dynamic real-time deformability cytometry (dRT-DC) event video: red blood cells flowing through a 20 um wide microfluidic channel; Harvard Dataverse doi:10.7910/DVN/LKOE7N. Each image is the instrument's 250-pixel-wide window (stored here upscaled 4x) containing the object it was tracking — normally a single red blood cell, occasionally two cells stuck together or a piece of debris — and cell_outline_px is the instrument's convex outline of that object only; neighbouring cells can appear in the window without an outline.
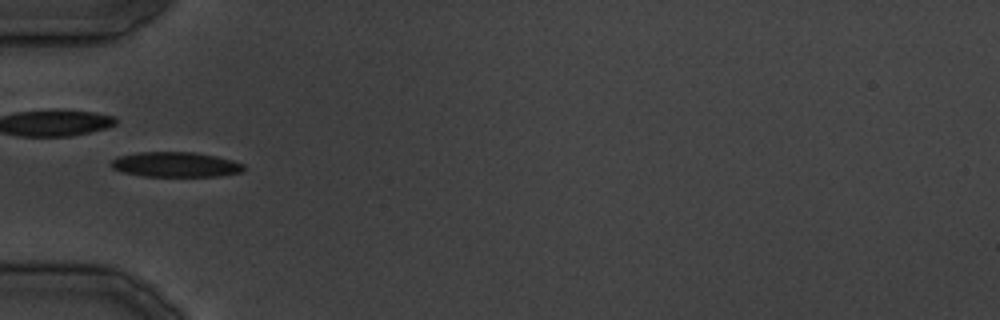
{"species": "common noctule bat (a hibernating species)", "species_latin": "Nyctalus noctula", "temperature_condition": "cold", "stored_images_in_passage": 4, "camera_frame_rate_fps": 3000, "um_per_image_px": 0.085, "animal": {"sex": "male", "body_mass_g": 19.5, "forearm_length_mm": 54.6}, "frame": {"image": 1, "passage_image": 2, "time_ms": 2.333, "image_size_px": [1000, 320], "cell_outline_px": [[244, 168], [240, 172], [216, 176], [144, 176], [124, 172], [112, 168], [112, 160], [120, 156], [136, 152], [196, 152], [216, 156], [232, 160], [244, 164]], "centroid_in_image_um": [14.93, 13.97], "position_along_channel_um": 70.1, "area_um2": 19.13}}